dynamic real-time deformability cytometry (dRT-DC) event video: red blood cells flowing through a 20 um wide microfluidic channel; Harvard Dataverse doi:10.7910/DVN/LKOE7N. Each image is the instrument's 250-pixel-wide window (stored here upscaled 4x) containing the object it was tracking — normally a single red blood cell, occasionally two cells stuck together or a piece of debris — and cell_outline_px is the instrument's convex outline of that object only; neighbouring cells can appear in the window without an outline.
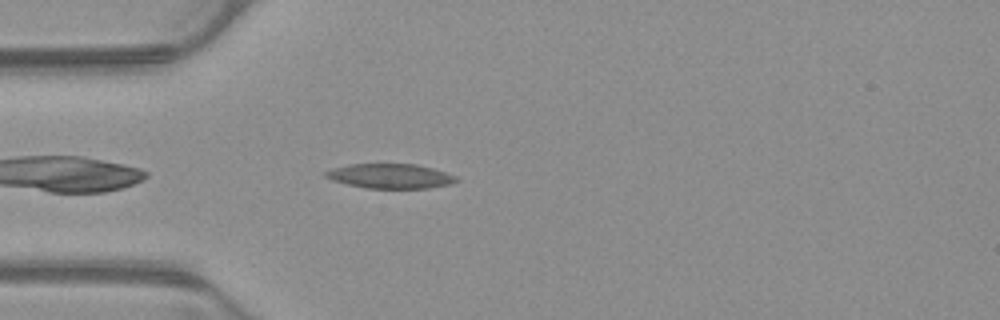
{"species": "common noctule bat (a hibernating species)", "species_latin": "Nyctalus noctula", "temperature_condition": "warm", "stored_images_in_passage": 42, "camera_frame_rate_fps": 3000, "um_per_image_px": 0.085, "animal": {"sex": "male", "body_mass_g": 23.1, "forearm_length_mm": 52.7}, "frame": {"image": 1, "passage_image": 4, "time_ms": 1.0, "image_size_px": [1000, 320], "cell_outline_px": [[460, 180], [448, 184], [428, 188], [368, 188], [348, 184], [332, 180], [324, 176], [324, 172], [332, 168], [348, 164], [416, 164], [432, 168], [456, 176]], "centroid_in_image_um": [33.15, 14.96], "position_along_channel_um": 51.8, "area_um2": 18.61}}
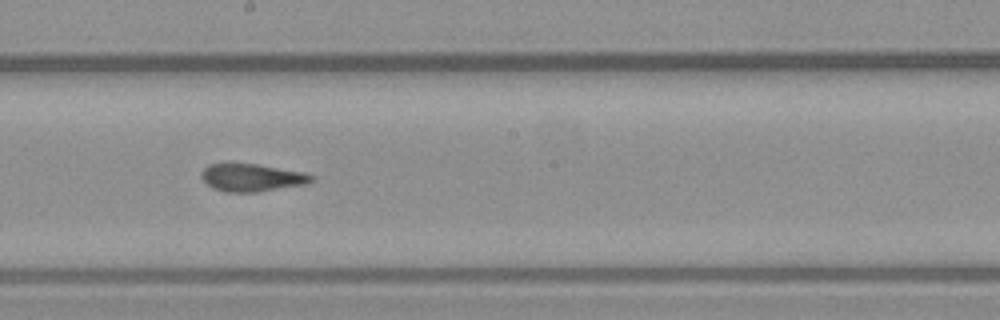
{"frame": {"image": 2, "passage_image": 18, "time_ms": 5.667, "image_size_px": [1000, 320], "cell_outline_px": [[316, 180], [308, 184], [256, 192], [224, 192], [212, 188], [200, 176], [200, 172], [208, 164], [228, 160], [256, 164], [308, 172], [316, 176]], "centroid_in_image_um": [21.41, 15.05], "position_along_channel_um": 226.8, "area_um2": 18.73}}
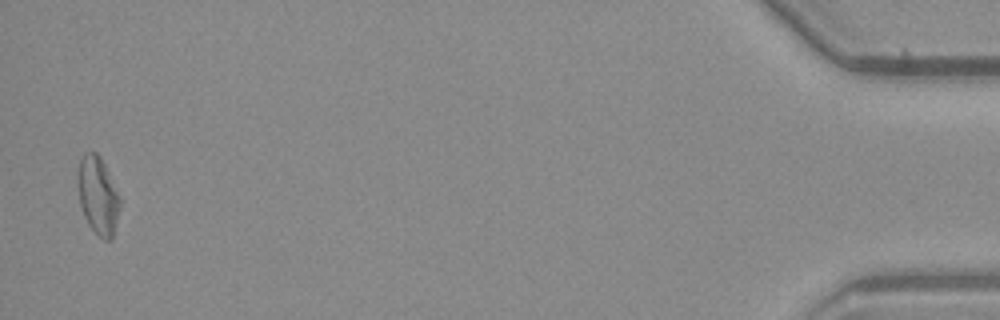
{"frame": {"image": 3, "passage_image": 41, "time_ms": 13.333, "image_size_px": [1000, 320], "cell_outline_px": [[120, 208], [112, 240], [104, 240], [88, 224], [84, 216], [80, 204], [76, 184], [76, 176], [80, 160], [84, 152], [96, 152], [100, 156], [120, 196]], "centroid_in_image_um": [8.3, 16.6], "position_along_channel_um": 426.9, "area_um2": 19.25}, "authors_computed_cell_mechanics": {"area_um2": 18.6116, "velocity_mm_per_s": 3.8924, "shape_relaxation_time_tau1_ms": 4.8473, "shape_relaxation_time_tau2_ms": 2.2513, "deformation_change_tau1": 0.1544, "deformation_change_tau2": 0.1175}}